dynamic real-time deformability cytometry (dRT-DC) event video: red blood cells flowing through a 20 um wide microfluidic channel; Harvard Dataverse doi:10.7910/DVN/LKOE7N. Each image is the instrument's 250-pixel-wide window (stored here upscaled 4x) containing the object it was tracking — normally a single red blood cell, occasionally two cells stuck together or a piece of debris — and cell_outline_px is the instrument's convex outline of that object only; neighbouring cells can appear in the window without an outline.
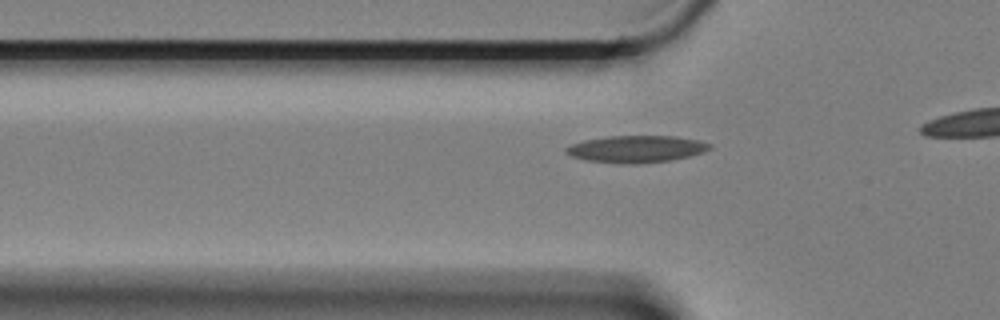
{"species": "Egyptian fruit bat (a non-hibernating species)", "species_latin": "Rousettus aegyptiacus", "temperature_condition": "cold", "stored_images_in_passage": 14, "camera_frame_rate_fps": 3000, "um_per_image_px": 0.085, "animal": {"sex": "female"}, "frame": {"image": 1, "passage_image": 7, "time_ms": 2.0, "image_size_px": [1000, 320], "cell_outline_px": [[712, 148], [704, 152], [688, 156], [668, 160], [640, 164], [620, 164], [584, 160], [572, 156], [564, 152], [564, 148], [572, 144], [584, 140], [608, 136], [676, 136], [700, 140], [712, 144]], "centroid_in_image_um": [54.08, 12.67], "position_along_channel_um": 71.7, "area_um2": 22.77}}
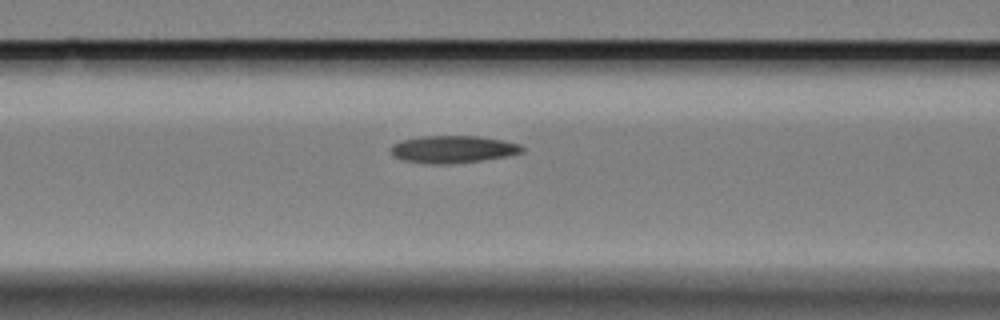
{"frame": {"image": 2, "passage_image": 12, "time_ms": 3.667, "image_size_px": [1000, 320], "cell_outline_px": [[524, 152], [508, 156], [452, 164], [428, 164], [404, 160], [392, 156], [392, 144], [404, 140], [420, 136], [476, 136], [504, 140], [520, 144], [524, 148]], "centroid_in_image_um": [38.53, 12.69], "position_along_channel_um": 128.1, "area_um2": 20.92}}